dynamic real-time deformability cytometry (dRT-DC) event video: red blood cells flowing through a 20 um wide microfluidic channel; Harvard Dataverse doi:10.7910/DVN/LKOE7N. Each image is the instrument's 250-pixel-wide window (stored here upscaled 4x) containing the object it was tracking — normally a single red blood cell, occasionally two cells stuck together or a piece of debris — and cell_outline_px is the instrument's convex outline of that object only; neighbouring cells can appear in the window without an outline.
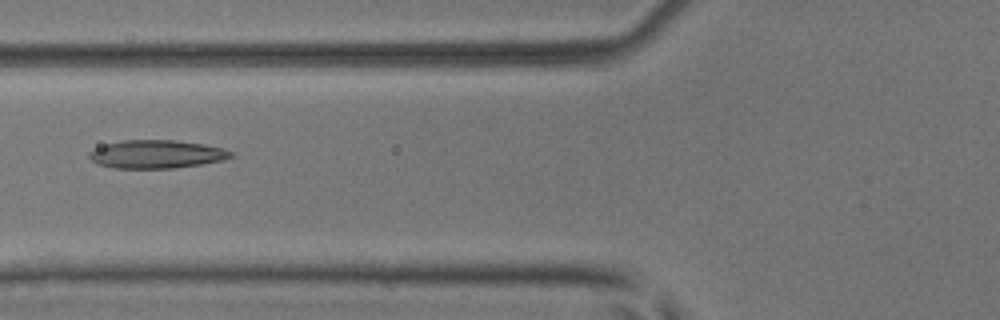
{"species": "common noctule bat (a hibernating species)", "species_latin": "Nyctalus noctula", "temperature_condition": "room temperature", "stored_images_in_passage": 7, "camera_frame_rate_fps": 3000, "um_per_image_px": 0.085, "animal": {"sex": "male", "body_mass_g": 17.9, "forearm_length_mm": 54.2}, "frame": {"image": 1, "passage_image": 6, "time_ms": 1.667, "image_size_px": [1000, 320], "cell_outline_px": [[236, 156], [224, 160], [176, 168], [112, 168], [96, 164], [88, 156], [88, 152], [104, 144], [120, 140], [176, 140], [204, 144], [224, 148], [232, 152]], "centroid_in_image_um": [13.31, 13.1], "position_along_channel_um": 112.5, "area_um2": 23.58}}
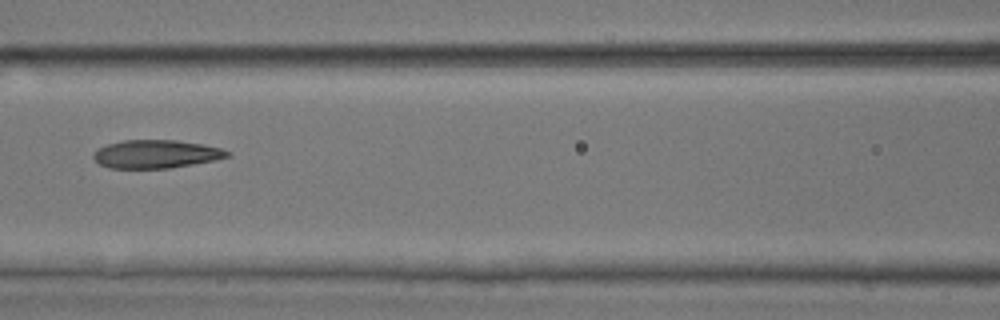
{"frame": {"image": 2, "passage_image": 7, "time_ms": 2.0, "image_size_px": [1000, 320], "cell_outline_px": [[232, 156], [216, 160], [168, 168], [108, 168], [100, 164], [92, 156], [96, 148], [108, 144], [124, 140], [176, 140], [200, 144], [220, 148], [232, 152]], "centroid_in_image_um": [13.27, 13.09], "position_along_channel_um": 153.3, "area_um2": 22.02}}